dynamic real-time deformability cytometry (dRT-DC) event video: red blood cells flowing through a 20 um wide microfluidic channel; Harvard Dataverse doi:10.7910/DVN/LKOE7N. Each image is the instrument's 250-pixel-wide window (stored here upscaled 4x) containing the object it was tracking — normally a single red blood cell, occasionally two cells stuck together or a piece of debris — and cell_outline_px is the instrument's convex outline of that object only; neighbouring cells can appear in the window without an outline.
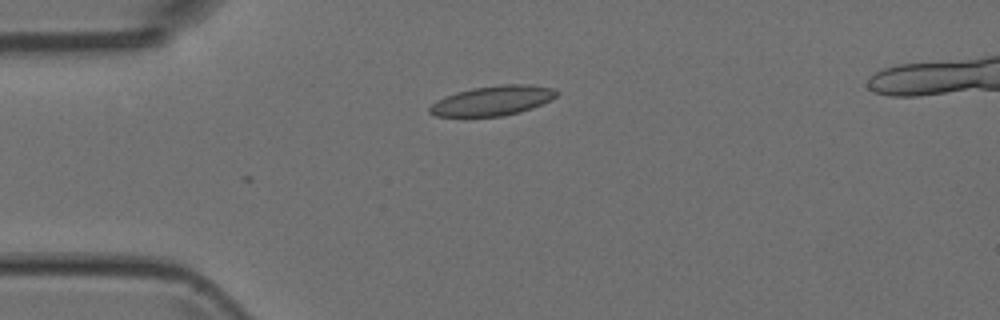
{"species": "Egyptian fruit bat (a non-hibernating species)", "species_latin": "Rousettus aegyptiacus", "temperature_condition": "room temperature", "stored_images_in_passage": 5, "camera_frame_rate_fps": 3000, "um_per_image_px": 0.085, "animal": {"sex": "female"}, "frame": {"image": 1, "passage_image": 5, "time_ms": 5.333, "image_size_px": [1000, 320], "cell_outline_px": [[560, 92], [552, 100], [532, 108], [520, 112], [504, 116], [436, 116], [428, 112], [428, 108], [436, 100], [444, 96], [456, 92], [472, 88], [500, 84], [528, 84], [552, 88]], "centroid_in_image_um": [41.88, 8.55], "position_along_channel_um": 43.1, "area_um2": 22.14}}